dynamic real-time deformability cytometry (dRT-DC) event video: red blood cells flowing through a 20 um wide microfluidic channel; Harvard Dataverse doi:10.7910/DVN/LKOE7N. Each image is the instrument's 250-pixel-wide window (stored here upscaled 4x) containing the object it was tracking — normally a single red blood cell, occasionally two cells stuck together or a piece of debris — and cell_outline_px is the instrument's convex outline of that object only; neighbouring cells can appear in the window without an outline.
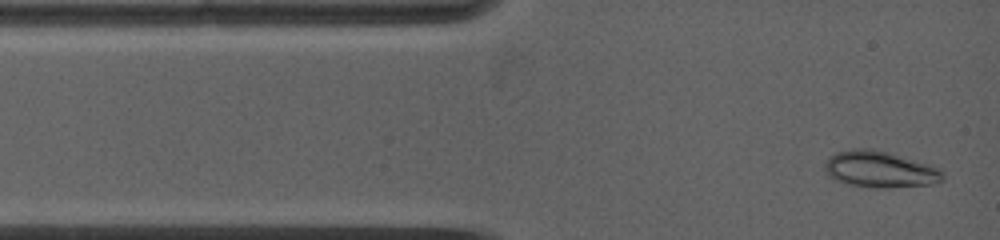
{"species": "common noctule bat (a hibernating species)", "species_latin": "Nyctalus noctula", "temperature_condition": "warm", "stored_images_in_passage": 50, "camera_frame_rate_fps": 5000, "um_per_image_px": 0.085, "animal": {"sex": "female", "body_mass_g": 19.0, "forearm_length_mm": 53.3}, "frame": {"image": 1, "passage_image": 1, "time_ms": 0.0, "image_size_px": [1000, 240], "cell_outline_px": [[944, 180], [932, 184], [888, 188], [876, 188], [848, 184], [836, 180], [828, 176], [824, 168], [824, 160], [828, 156], [836, 152], [852, 148], [872, 148], [888, 152], [928, 164], [940, 168], [944, 172]], "centroid_in_image_um": [74.77, 14.39], "position_along_channel_um": 10.2, "area_um2": 25.37}}
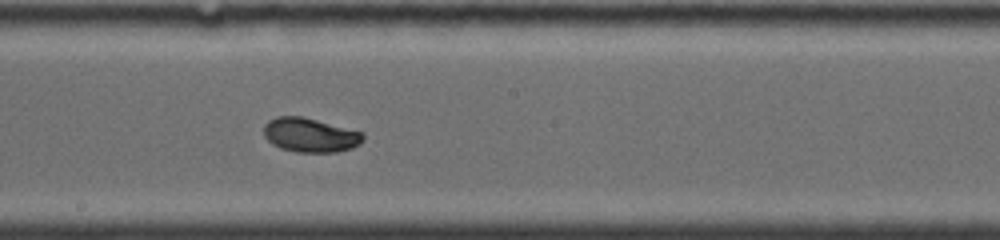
{"frame": {"image": 2, "passage_image": 26, "time_ms": 6.4, "image_size_px": [1000, 240], "cell_outline_px": [[364, 140], [360, 144], [352, 148], [336, 152], [296, 152], [280, 148], [272, 144], [264, 136], [264, 124], [268, 120], [276, 116], [300, 116], [364, 132]], "centroid_in_image_um": [26.36, 11.48], "position_along_channel_um": 221.8, "area_um2": 19.88}}
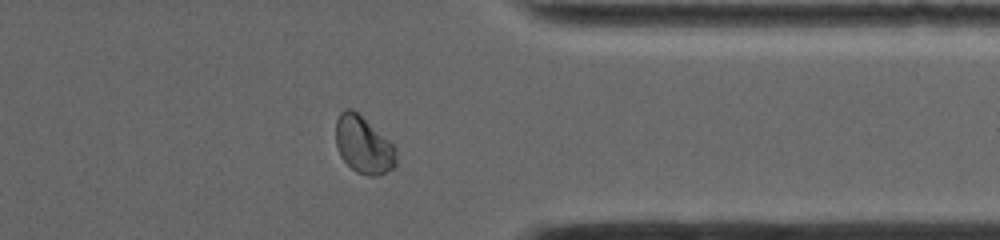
{"frame": {"image": 3, "passage_image": 43, "time_ms": 10.6, "image_size_px": [1000, 240], "cell_outline_px": [[396, 164], [392, 168], [376, 176], [368, 176], [356, 172], [340, 156], [336, 144], [336, 120], [340, 112], [344, 108], [352, 108], [388, 140], [396, 148]], "centroid_in_image_um": [30.87, 12.31], "position_along_channel_um": 380.5, "area_um2": 19.88}, "authors_computed_cell_mechanics": {"area_um2": 19.8832, "velocity_mm_per_s": 3.9306, "shape_relaxation_time_tau1_ms": 6.3643, "shape_relaxation_time_tau2_ms": null, "deformation_change_tau1": 0.1524, "deformation_change_tau2": null}}